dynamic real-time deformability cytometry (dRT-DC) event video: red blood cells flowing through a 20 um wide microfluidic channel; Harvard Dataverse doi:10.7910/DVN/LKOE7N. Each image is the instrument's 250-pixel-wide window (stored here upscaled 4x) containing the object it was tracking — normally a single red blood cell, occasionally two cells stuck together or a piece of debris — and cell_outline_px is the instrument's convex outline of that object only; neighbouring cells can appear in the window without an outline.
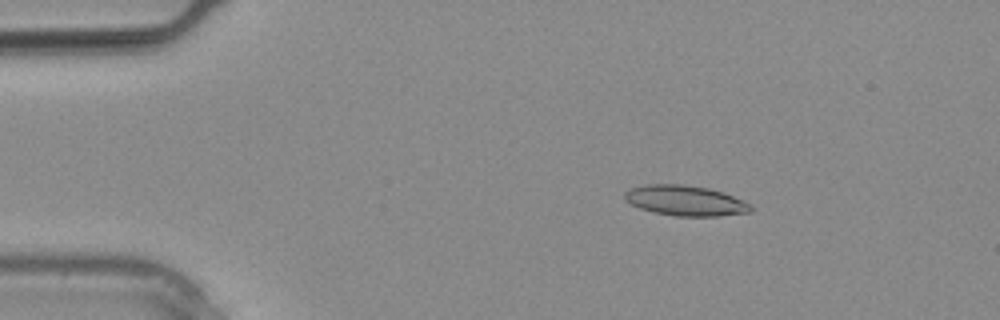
{"species": "common noctule bat (a hibernating species)", "species_latin": "Nyctalus noctula", "temperature_condition": "warm", "stored_images_in_passage": 11, "camera_frame_rate_fps": 3000, "um_per_image_px": 0.085, "animal": {"sex": "male", "body_mass_g": 20.4}, "frame": {"image": 1, "passage_image": 4, "time_ms": 1.0, "image_size_px": [1000, 320], "cell_outline_px": [[752, 212], [716, 216], [676, 216], [652, 212], [640, 208], [624, 200], [624, 192], [628, 188], [644, 184], [684, 184], [708, 188], [724, 192], [744, 200], [752, 204]], "centroid_in_image_um": [58.25, 17.04], "position_along_channel_um": 26.8, "area_um2": 22.6}}
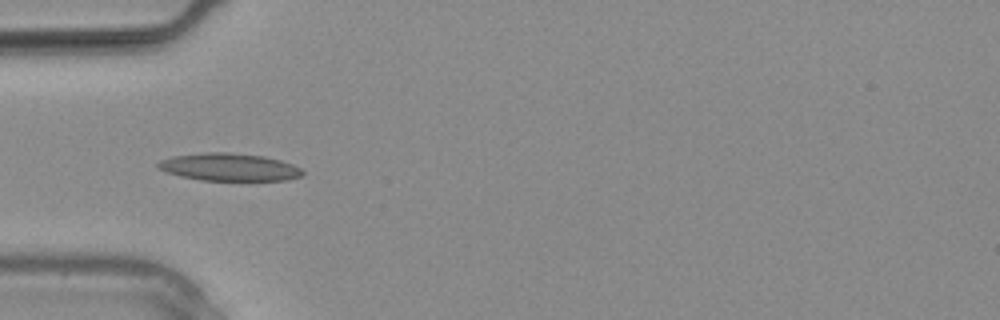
{"frame": {"image": 2, "passage_image": 8, "time_ms": 2.333, "image_size_px": [1000, 320], "cell_outline_px": [[304, 176], [288, 180], [200, 180], [180, 176], [156, 168], [156, 164], [160, 160], [172, 156], [204, 152], [228, 152], [264, 156], [280, 160], [292, 164], [300, 168], [304, 172]], "centroid_in_image_um": [19.48, 14.2], "position_along_channel_um": 65.5, "area_um2": 23.35}}